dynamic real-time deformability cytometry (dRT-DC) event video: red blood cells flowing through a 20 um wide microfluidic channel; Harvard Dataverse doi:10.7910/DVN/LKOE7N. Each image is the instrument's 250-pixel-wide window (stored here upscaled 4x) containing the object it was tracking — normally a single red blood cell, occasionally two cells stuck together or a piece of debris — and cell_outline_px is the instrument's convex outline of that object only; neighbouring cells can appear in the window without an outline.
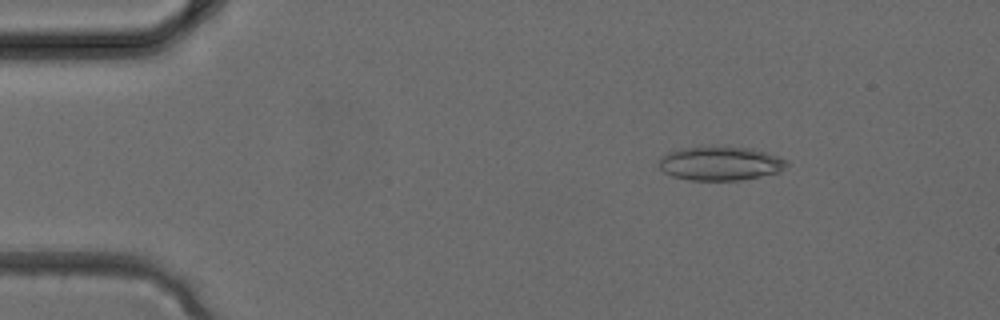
{"species": "common noctule bat (a hibernating species)", "species_latin": "Nyctalus noctula", "temperature_condition": "cold", "stored_images_in_passage": 4, "camera_frame_rate_fps": 3000, "um_per_image_px": 0.085, "animal": {"sex": "female", "body_mass_g": 24.6, "forearm_length_mm": 56.2}, "frame": {"image": 1, "passage_image": 2, "time_ms": 0.333, "image_size_px": [1000, 320], "cell_outline_px": [[788, 164], [780, 172], [740, 180], [688, 180], [672, 176], [664, 172], [656, 164], [668, 152], [680, 148], [752, 148], [788, 160]], "centroid_in_image_um": [61.22, 13.92], "position_along_channel_um": 23.8, "area_um2": 24.8}}